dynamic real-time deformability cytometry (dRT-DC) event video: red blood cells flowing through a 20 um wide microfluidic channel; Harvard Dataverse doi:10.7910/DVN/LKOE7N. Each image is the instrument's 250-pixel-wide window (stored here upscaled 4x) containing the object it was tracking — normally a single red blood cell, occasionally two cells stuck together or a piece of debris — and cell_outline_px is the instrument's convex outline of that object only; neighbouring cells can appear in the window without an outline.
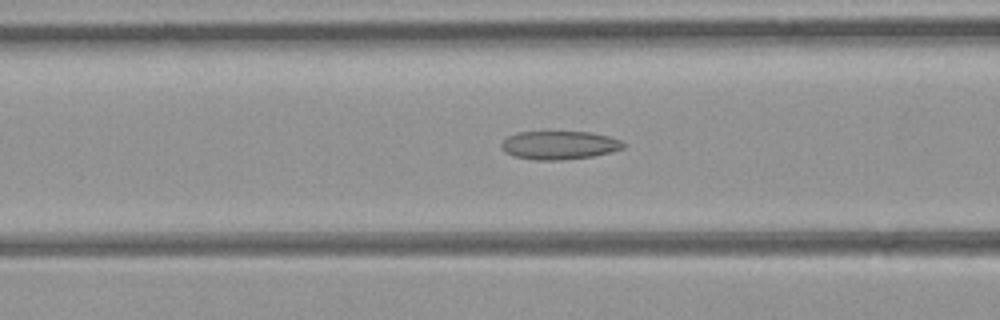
{"species": "common noctule bat (a hibernating species)", "species_latin": "Nyctalus noctula", "temperature_condition": "room temperature", "stored_images_in_passage": 41, "camera_frame_rate_fps": 3000, "um_per_image_px": 0.085, "animal": {"sex": "female", "body_mass_g": 21.9}, "frame": {"image": 1, "passage_image": 13, "time_ms": 4.0, "image_size_px": [1000, 320], "cell_outline_px": [[628, 144], [624, 148], [612, 152], [592, 156], [560, 160], [536, 160], [512, 156], [504, 152], [500, 144], [508, 136], [516, 132], [588, 132], [608, 136], [620, 140]], "centroid_in_image_um": [47.54, 12.34], "position_along_channel_um": 119.1, "area_um2": 20.29}}
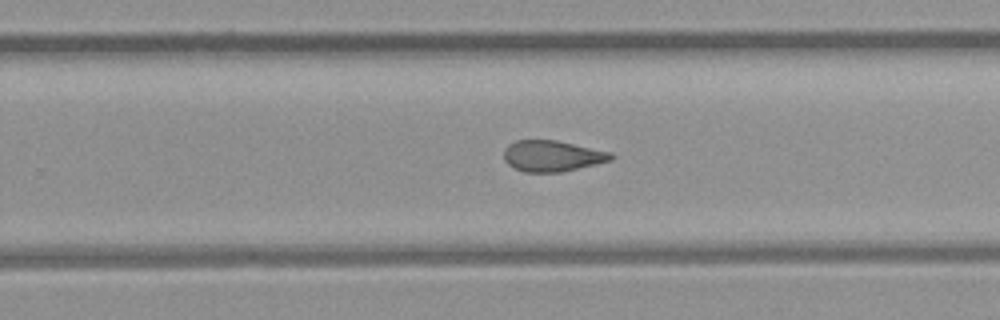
{"frame": {"image": 2, "passage_image": 24, "time_ms": 7.667, "image_size_px": [1000, 320], "cell_outline_px": [[616, 156], [612, 160], [596, 164], [560, 172], [524, 172], [512, 168], [504, 160], [504, 148], [508, 144], [516, 140], [556, 140], [612, 152]], "centroid_in_image_um": [46.93, 13.25], "position_along_channel_um": 282.9, "area_um2": 19.54}}
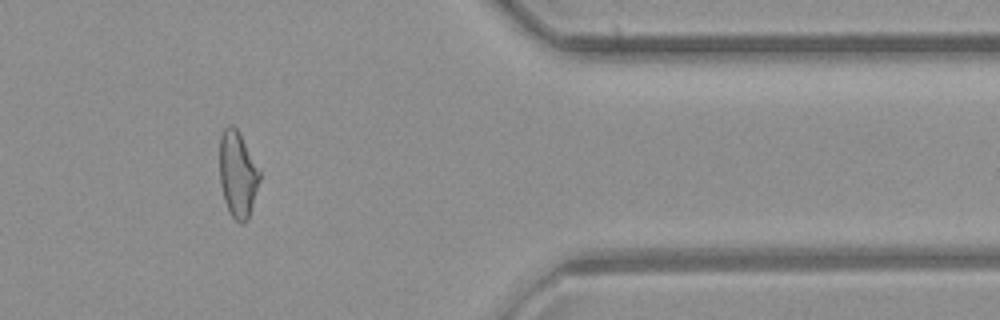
{"frame": {"image": 3, "passage_image": 33, "time_ms": 10.667, "image_size_px": [1000, 320], "cell_outline_px": [[260, 180], [248, 220], [240, 224], [228, 212], [224, 200], [220, 184], [220, 136], [224, 128], [228, 124], [232, 124], [236, 128], [260, 172]], "centroid_in_image_um": [20.18, 14.85], "position_along_channel_um": 391.2, "area_um2": 19.88}, "authors_computed_cell_mechanics": {"area_um2": 20.519, "velocity_mm_per_s": 4.4701, "shape_relaxation_time_tau1_ms": null, "shape_relaxation_time_tau2_ms": 2.4518, "deformation_change_tau1": null, "deformation_change_tau2": 0.1079}}